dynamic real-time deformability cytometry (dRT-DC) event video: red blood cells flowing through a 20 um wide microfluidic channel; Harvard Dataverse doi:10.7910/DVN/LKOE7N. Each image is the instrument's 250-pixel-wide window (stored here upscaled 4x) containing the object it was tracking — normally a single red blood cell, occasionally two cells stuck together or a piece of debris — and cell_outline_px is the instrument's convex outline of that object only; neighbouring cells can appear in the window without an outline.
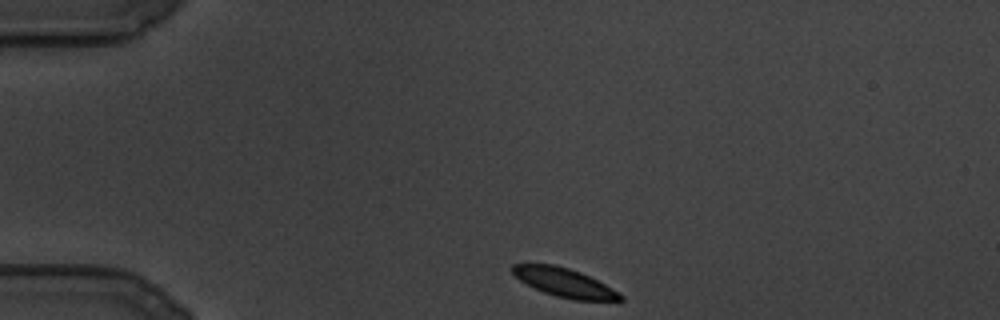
{"species": "common noctule bat (a hibernating species)", "species_latin": "Nyctalus noctula", "temperature_condition": "cold", "stored_images_in_passage": 97, "camera_frame_rate_fps": 3000, "um_per_image_px": 0.085, "animal": {"sex": "male", "body_mass_g": 19.5, "forearm_length_mm": 54.6}, "frame": {"image": 1, "passage_image": 1, "time_ms": 0.0, "image_size_px": [1000, 320], "cell_outline_px": [[624, 300], [576, 300], [556, 296], [544, 292], [520, 280], [512, 272], [512, 264], [556, 264], [580, 272], [612, 288], [624, 296]], "centroid_in_image_um": [47.98, 24.01], "position_along_channel_um": 37.0, "area_um2": 17.69}}
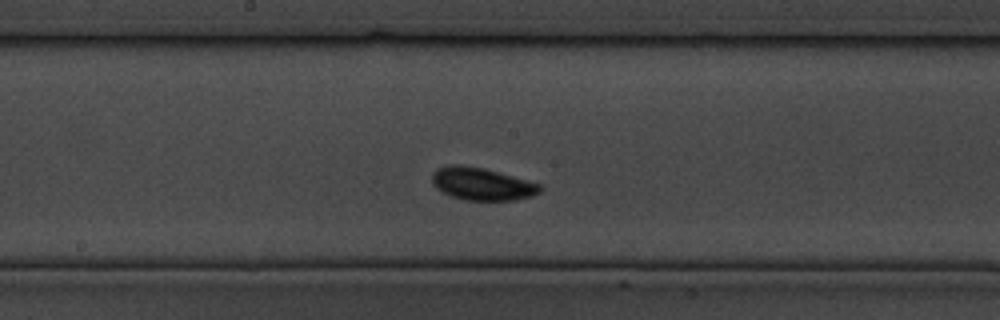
{"frame": {"image": 2, "passage_image": 40, "time_ms": 13.0, "image_size_px": [1000, 320], "cell_outline_px": [[540, 192], [532, 196], [512, 200], [464, 200], [452, 196], [436, 188], [432, 180], [432, 172], [436, 168], [448, 164], [460, 164], [484, 168], [540, 184]], "centroid_in_image_um": [40.91, 15.62], "position_along_channel_um": 207.3, "area_um2": 20.35}}
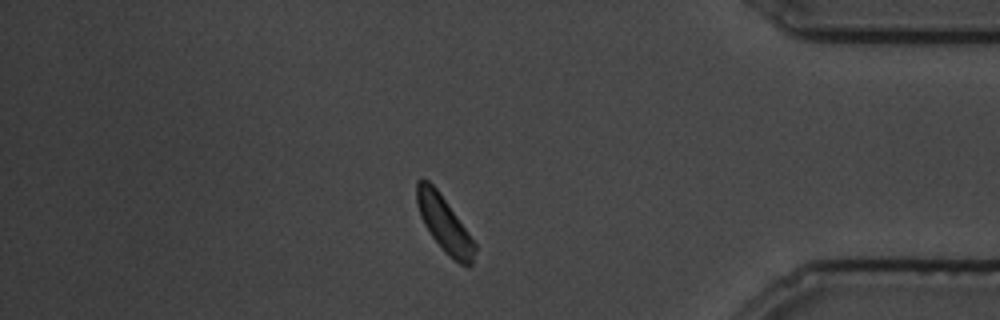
{"frame": {"image": 3, "passage_image": 79, "time_ms": 26.0, "image_size_px": [1000, 320], "cell_outline_px": [[476, 248], [472, 264], [468, 268], [460, 264], [432, 236], [424, 224], [420, 216], [416, 204], [416, 180], [420, 176], [428, 180], [436, 188], [468, 232], [476, 244]], "centroid_in_image_um": [37.74, 18.97], "position_along_channel_um": 397.5, "area_um2": 18.38}}